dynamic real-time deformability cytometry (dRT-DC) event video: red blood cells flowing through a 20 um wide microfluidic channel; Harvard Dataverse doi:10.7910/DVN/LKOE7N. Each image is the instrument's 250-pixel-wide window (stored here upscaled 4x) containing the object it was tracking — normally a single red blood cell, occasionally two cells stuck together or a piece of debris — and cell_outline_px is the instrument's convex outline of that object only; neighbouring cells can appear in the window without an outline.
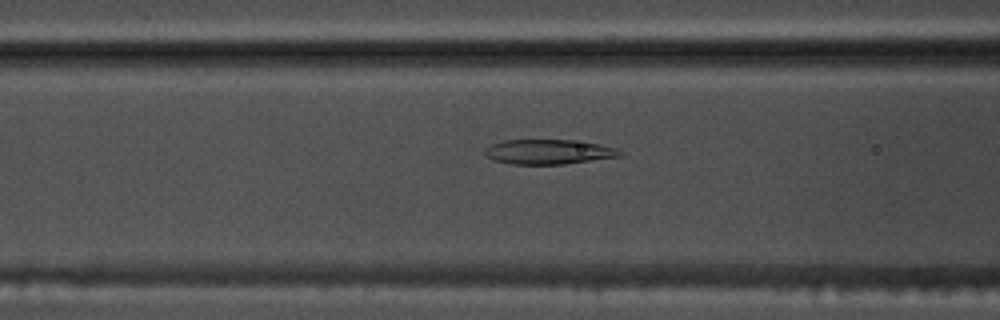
{"species": "common noctule bat (a hibernating species)", "species_latin": "Nyctalus noctula", "temperature_condition": "warm", "stored_images_in_passage": 54, "camera_frame_rate_fps": 3000, "um_per_image_px": 0.085, "animal": {"sex": "male", "body_mass_g": 17.5, "forearm_length_mm": 52.3}, "frame": {"image": 1, "passage_image": 22, "time_ms": 7.0, "image_size_px": [1000, 320], "cell_outline_px": [[624, 152], [620, 156], [564, 164], [512, 164], [492, 160], [484, 152], [492, 144], [504, 140], [572, 140], [600, 144], [616, 148]], "centroid_in_image_um": [46.65, 12.9], "position_along_channel_um": 119.9, "area_um2": 19.31}}
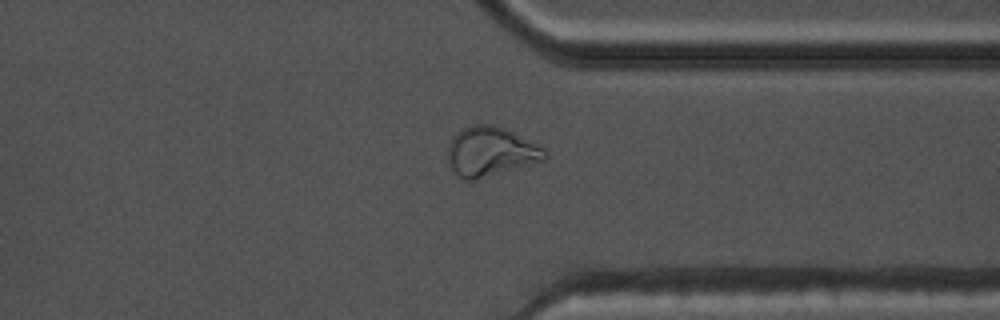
{"frame": {"image": 2, "passage_image": 42, "time_ms": 13.667, "image_size_px": [1000, 320], "cell_outline_px": [[548, 156], [544, 160], [532, 164], [472, 180], [464, 180], [456, 176], [448, 160], [448, 148], [452, 136], [464, 128], [472, 124], [492, 124], [504, 128], [544, 148], [548, 152]], "centroid_in_image_um": [41.69, 12.88], "position_along_channel_um": 369.7, "area_um2": 27.69}}
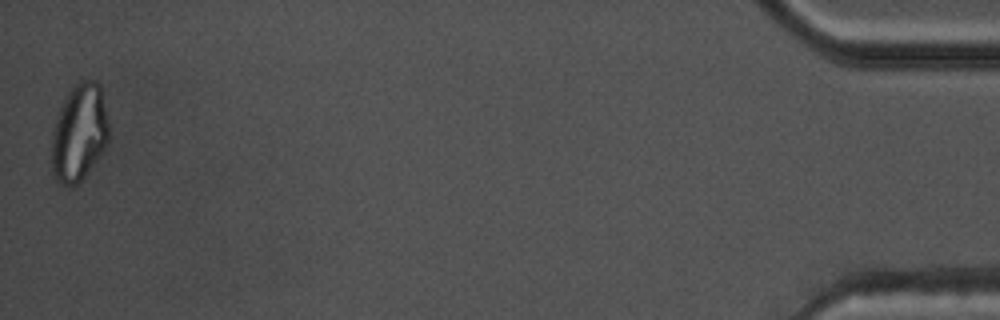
{"frame": {"image": 3, "passage_image": 54, "time_ms": 17.667, "image_size_px": [1000, 320], "cell_outline_px": [[108, 144], [100, 156], [84, 176], [76, 184], [64, 184], [52, 172], [52, 128], [56, 116], [68, 92], [80, 80], [96, 80], [100, 84], [108, 120]], "centroid_in_image_um": [6.74, 11.23], "position_along_channel_um": 428.5, "area_um2": 32.14}, "authors_computed_cell_mechanics": {"area_um2": 23.698, "velocity_mm_per_s": 3.7618, "shape_relaxation_time_tau1_ms": null, "shape_relaxation_time_tau2_ms": 2.3121, "deformation_change_tau1": null, "deformation_change_tau2": 0.0988}}